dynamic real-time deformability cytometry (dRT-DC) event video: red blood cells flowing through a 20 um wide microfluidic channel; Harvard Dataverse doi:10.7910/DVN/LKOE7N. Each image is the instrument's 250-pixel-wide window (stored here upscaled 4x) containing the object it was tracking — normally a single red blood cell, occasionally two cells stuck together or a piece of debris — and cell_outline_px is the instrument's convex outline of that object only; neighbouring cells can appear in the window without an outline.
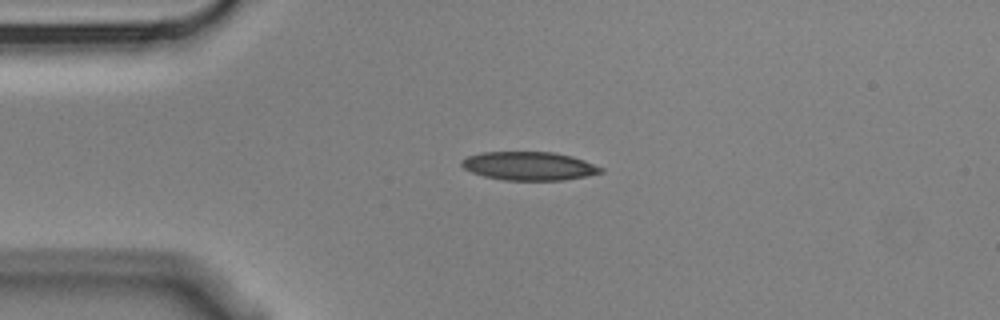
{"species": "Egyptian fruit bat (a non-hibernating species)", "species_latin": "Rousettus aegyptiacus", "temperature_condition": "cold", "stored_images_in_passage": 2, "camera_frame_rate_fps": 3000, "um_per_image_px": 0.085, "animal": {"sex": "male"}, "frame": {"image": 1, "passage_image": 1, "time_ms": 0.0, "image_size_px": [1000, 320], "cell_outline_px": [[604, 172], [588, 176], [564, 180], [504, 180], [484, 176], [472, 172], [464, 168], [460, 164], [460, 160], [468, 156], [480, 152], [552, 152], [572, 156], [584, 160], [604, 168]], "centroid_in_image_um": [44.98, 14.11], "position_along_channel_um": 40.0, "area_um2": 23.24}}